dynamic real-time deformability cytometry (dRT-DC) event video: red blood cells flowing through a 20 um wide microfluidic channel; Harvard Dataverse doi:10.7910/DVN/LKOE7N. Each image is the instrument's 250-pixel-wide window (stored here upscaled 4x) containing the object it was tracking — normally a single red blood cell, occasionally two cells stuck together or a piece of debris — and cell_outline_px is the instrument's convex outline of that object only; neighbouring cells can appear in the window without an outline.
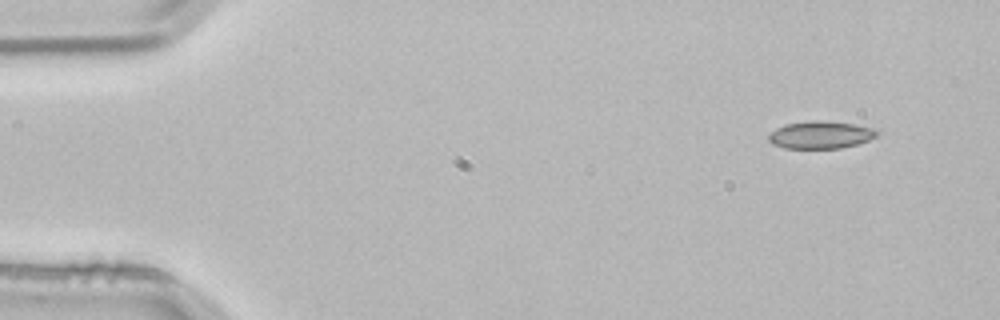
{"species": "common noctule bat (a hibernating species)", "species_latin": "Nyctalus noctula", "temperature_condition": "room temperature", "stored_images_in_passage": 3, "camera_frame_rate_fps": 3000, "um_per_image_px": 0.085, "animal": {"sex": "male", "body_mass_g": 21.5, "forearm_length_mm": 52.0}, "frame": {"image": 1, "passage_image": 1, "time_ms": 0.0, "image_size_px": [1000, 320], "cell_outline_px": [[880, 132], [876, 136], [868, 140], [856, 144], [840, 148], [784, 148], [772, 144], [768, 140], [768, 136], [776, 128], [784, 124], [812, 120], [820, 120], [852, 124], [876, 128]], "centroid_in_image_um": [69.74, 11.46], "position_along_channel_um": 15.3, "area_um2": 17.34}}
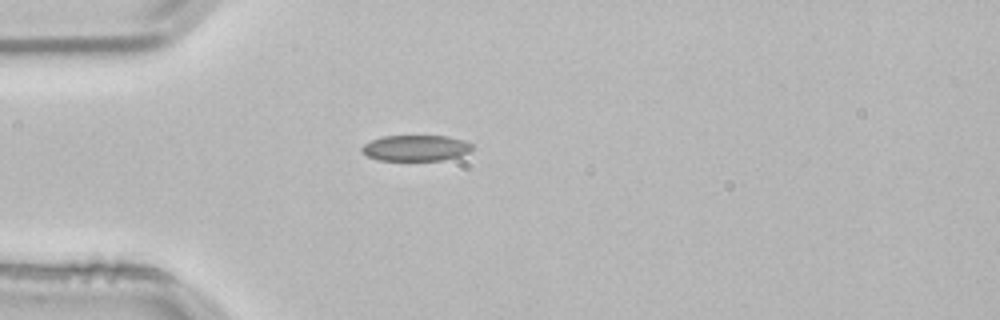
{"frame": {"image": 2, "passage_image": 3, "time_ms": 0.667, "image_size_px": [1000, 320], "cell_outline_px": [[472, 148], [468, 152], [460, 156], [444, 160], [380, 160], [368, 156], [360, 152], [360, 148], [364, 144], [380, 136], [448, 136], [464, 140], [472, 144]], "centroid_in_image_um": [35.33, 12.58], "position_along_channel_um": 49.7, "area_um2": 16.7}}